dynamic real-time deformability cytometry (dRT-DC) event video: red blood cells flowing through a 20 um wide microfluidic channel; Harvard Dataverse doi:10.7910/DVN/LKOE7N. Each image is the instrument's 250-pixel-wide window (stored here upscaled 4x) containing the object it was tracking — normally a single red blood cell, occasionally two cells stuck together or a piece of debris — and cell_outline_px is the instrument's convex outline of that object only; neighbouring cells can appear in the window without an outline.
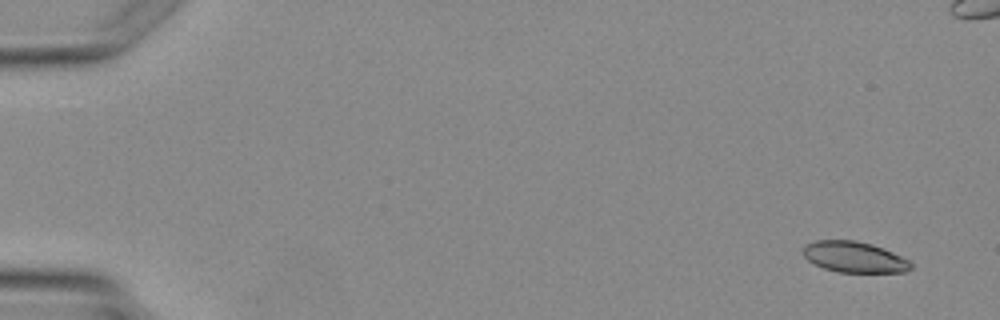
{"species": "Egyptian fruit bat (a non-hibernating species)", "species_latin": "Rousettus aegyptiacus", "temperature_condition": "warm", "stored_images_in_passage": 5, "camera_frame_rate_fps": 3000, "um_per_image_px": 0.085, "animal": {"sex": "female"}, "frame": {"image": 1, "passage_image": 1, "time_ms": 0.0, "image_size_px": [1000, 320], "cell_outline_px": [[912, 268], [904, 272], [840, 272], [824, 268], [808, 260], [804, 256], [804, 244], [816, 240], [856, 240], [872, 244], [884, 248], [908, 260], [912, 264]], "centroid_in_image_um": [72.61, 21.84], "position_along_channel_um": 12.4, "area_um2": 19.31}}
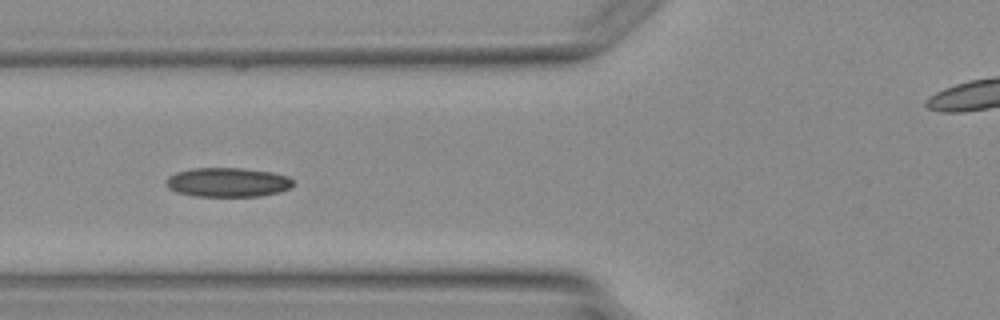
{"frame": {"image": 2, "passage_image": 5, "time_ms": 4.667, "image_size_px": [1000, 320], "cell_outline_px": [[292, 188], [280, 192], [260, 196], [196, 196], [176, 192], [168, 188], [164, 184], [164, 180], [168, 176], [176, 172], [192, 168], [244, 168], [272, 172], [288, 176], [292, 180]], "centroid_in_image_um": [19.33, 15.49], "position_along_channel_um": 106.5, "area_um2": 21.91}}